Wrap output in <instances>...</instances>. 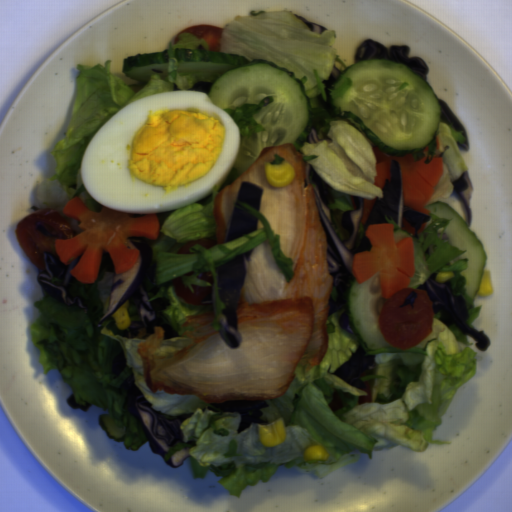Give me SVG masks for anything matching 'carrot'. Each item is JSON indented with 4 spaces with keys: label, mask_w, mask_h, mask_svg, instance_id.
I'll return each mask as SVG.
<instances>
[{
    "label": "carrot",
    "mask_w": 512,
    "mask_h": 512,
    "mask_svg": "<svg viewBox=\"0 0 512 512\" xmlns=\"http://www.w3.org/2000/svg\"><path fill=\"white\" fill-rule=\"evenodd\" d=\"M60 214L75 220L82 231L55 241L54 251L65 266L80 257L69 274L82 283L94 284L98 280L103 253L111 257L112 268L117 273L138 262V250L128 239L156 240L160 235L156 213L132 217L131 213L104 205L99 211H91L76 195L66 202Z\"/></svg>",
    "instance_id": "obj_1"
},
{
    "label": "carrot",
    "mask_w": 512,
    "mask_h": 512,
    "mask_svg": "<svg viewBox=\"0 0 512 512\" xmlns=\"http://www.w3.org/2000/svg\"><path fill=\"white\" fill-rule=\"evenodd\" d=\"M371 250L354 253L351 272L357 283L368 281L378 272L382 299L389 300L406 289L415 272L413 237L396 243L394 224L377 223L366 227Z\"/></svg>",
    "instance_id": "obj_2"
},
{
    "label": "carrot",
    "mask_w": 512,
    "mask_h": 512,
    "mask_svg": "<svg viewBox=\"0 0 512 512\" xmlns=\"http://www.w3.org/2000/svg\"><path fill=\"white\" fill-rule=\"evenodd\" d=\"M376 155L377 175L373 185L384 188L386 179L390 180L391 161H398L401 167L402 195L404 207L426 214L431 213L424 206L434 195L435 186L443 172V157L432 158L429 164L427 157L416 160L413 154L402 157L384 154L377 146L372 147Z\"/></svg>",
    "instance_id": "obj_3"
},
{
    "label": "carrot",
    "mask_w": 512,
    "mask_h": 512,
    "mask_svg": "<svg viewBox=\"0 0 512 512\" xmlns=\"http://www.w3.org/2000/svg\"><path fill=\"white\" fill-rule=\"evenodd\" d=\"M377 199H364L363 200V215L361 217V222L366 228L367 226V220L375 206Z\"/></svg>",
    "instance_id": "obj_4"
},
{
    "label": "carrot",
    "mask_w": 512,
    "mask_h": 512,
    "mask_svg": "<svg viewBox=\"0 0 512 512\" xmlns=\"http://www.w3.org/2000/svg\"><path fill=\"white\" fill-rule=\"evenodd\" d=\"M402 223H403V225H404V226H402V228H401V229H402V231H405V232H407V233H409V234H412V235L415 237V231H416L415 227H411V226L409 225V221H408V220H406L404 217H403Z\"/></svg>",
    "instance_id": "obj_5"
},
{
    "label": "carrot",
    "mask_w": 512,
    "mask_h": 512,
    "mask_svg": "<svg viewBox=\"0 0 512 512\" xmlns=\"http://www.w3.org/2000/svg\"><path fill=\"white\" fill-rule=\"evenodd\" d=\"M426 226H427V224H426V222H424V223L421 225L420 229L417 231V235H418V234H421V233L423 232V230L426 228Z\"/></svg>",
    "instance_id": "obj_6"
}]
</instances>
